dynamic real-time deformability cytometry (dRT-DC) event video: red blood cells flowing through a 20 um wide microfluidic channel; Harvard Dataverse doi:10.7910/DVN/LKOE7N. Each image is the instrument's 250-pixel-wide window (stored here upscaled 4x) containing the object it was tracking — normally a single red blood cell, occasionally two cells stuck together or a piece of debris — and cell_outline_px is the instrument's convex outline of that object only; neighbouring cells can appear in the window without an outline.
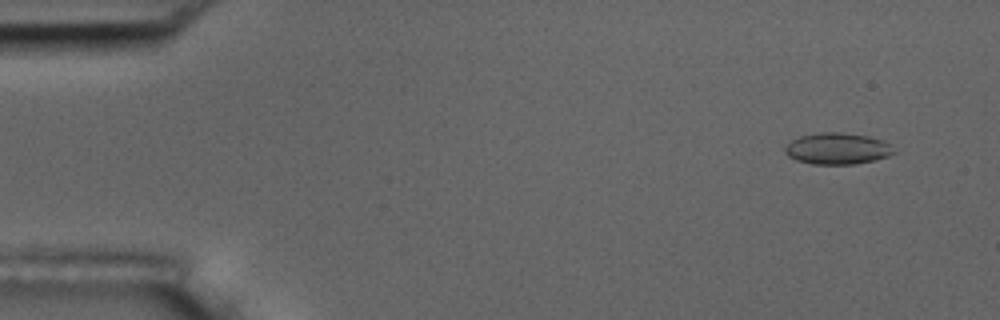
{"species": "common noctule bat (a hibernating species)", "species_latin": "Nyctalus noctula", "temperature_condition": "room temperature", "stored_images_in_passage": 10, "camera_frame_rate_fps": 3000, "um_per_image_px": 0.085, "animal": {"sex": "male", "body_mass_g": 17.5, "forearm_length_mm": 52.3}, "frame": {"image": 1, "passage_image": 2, "time_ms": 1.0, "image_size_px": [1000, 320], "cell_outline_px": [[896, 152], [888, 156], [872, 160], [852, 164], [812, 164], [796, 160], [788, 156], [784, 152], [784, 148], [792, 140], [800, 136], [820, 132], [840, 132], [868, 136], [880, 140], [888, 144]], "centroid_in_image_um": [71.13, 12.63], "position_along_channel_um": 13.9, "area_um2": 19.71}}
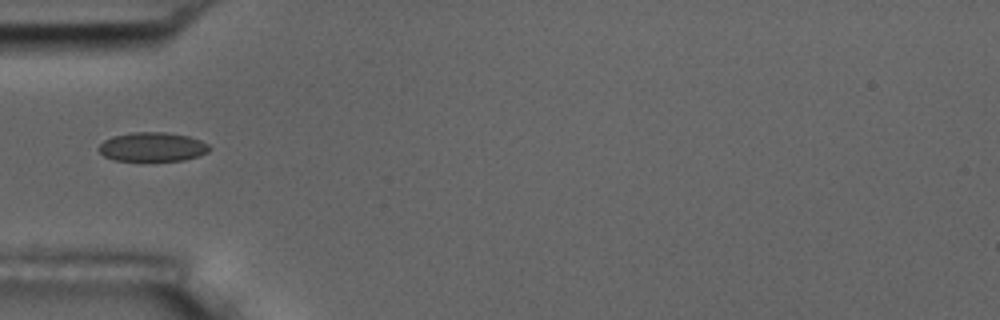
{"frame": {"image": 2, "passage_image": 5, "time_ms": 5.667, "image_size_px": [1000, 320], "cell_outline_px": [[212, 148], [208, 152], [200, 156], [184, 160], [112, 160], [104, 156], [96, 148], [104, 140], [112, 136], [132, 132], [164, 132], [188, 136], [200, 140], [208, 144]], "centroid_in_image_um": [12.95, 12.48], "position_along_channel_um": 72.0, "area_um2": 18.84}}
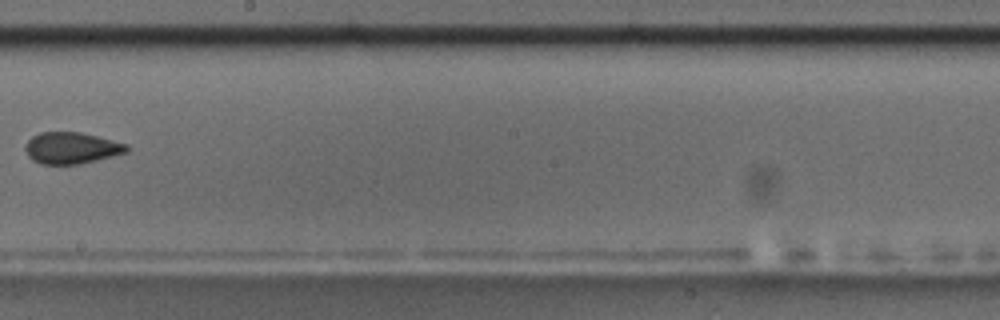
{"frame": {"image": 3, "passage_image": 9, "time_ms": 10.333, "image_size_px": [1000, 320], "cell_outline_px": [[128, 152], [80, 164], [40, 164], [32, 160], [28, 156], [24, 148], [28, 140], [32, 136], [40, 132], [80, 132], [128, 144]], "centroid_in_image_um": [6.05, 12.58], "position_along_channel_um": 242.1, "area_um2": 18.61}}